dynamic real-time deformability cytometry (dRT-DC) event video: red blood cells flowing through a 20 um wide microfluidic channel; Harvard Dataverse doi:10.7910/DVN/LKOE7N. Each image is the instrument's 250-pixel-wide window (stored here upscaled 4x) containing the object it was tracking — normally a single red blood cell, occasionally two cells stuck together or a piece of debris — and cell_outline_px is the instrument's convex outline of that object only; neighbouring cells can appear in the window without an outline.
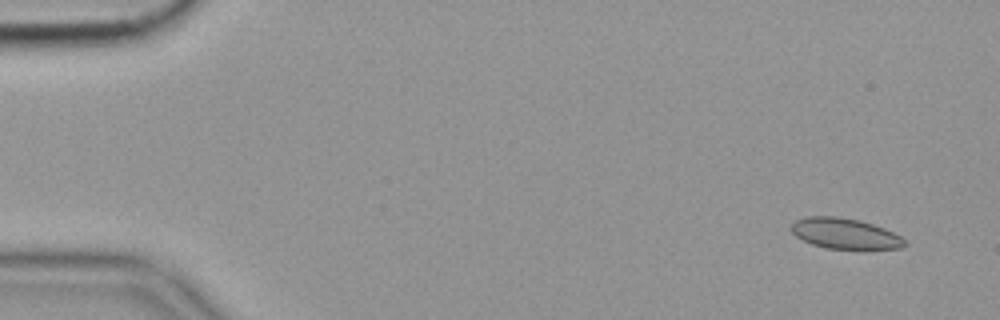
{"species": "common noctule bat (a hibernating species)", "species_latin": "Nyctalus noctula", "temperature_condition": "cold", "stored_images_in_passage": 57, "camera_frame_rate_fps": 3000, "um_per_image_px": 0.085, "animal": {"sex": "female", "body_mass_g": 19.9}, "frame": {"image": 1, "passage_image": 4, "time_ms": 1.0, "image_size_px": [1000, 320], "cell_outline_px": [[908, 244], [900, 248], [828, 248], [812, 244], [796, 236], [792, 232], [792, 224], [796, 220], [804, 216], [836, 216], [860, 220], [884, 228], [908, 240]], "centroid_in_image_um": [71.83, 19.83], "position_along_channel_um": 13.2, "area_um2": 20.0}}
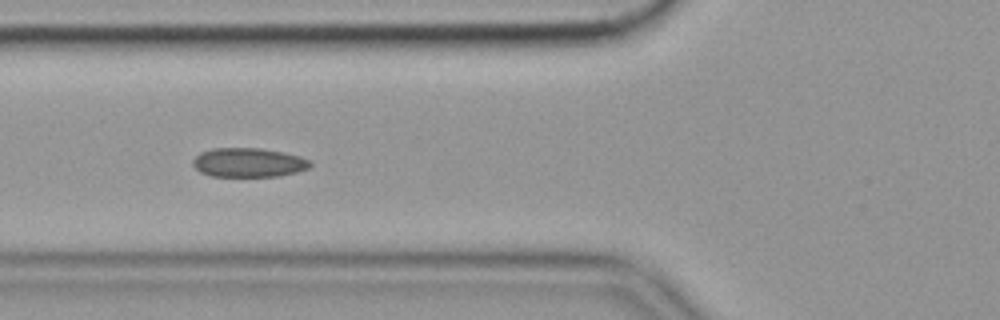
{"frame": {"image": 2, "passage_image": 22, "time_ms": 7.0, "image_size_px": [1000, 320], "cell_outline_px": [[312, 164], [308, 168], [296, 172], [280, 176], [212, 176], [200, 172], [192, 164], [192, 160], [200, 152], [212, 148], [260, 148], [284, 152], [300, 156], [308, 160]], "centroid_in_image_um": [21.11, 13.81], "position_along_channel_um": 104.7, "area_um2": 19.94}}
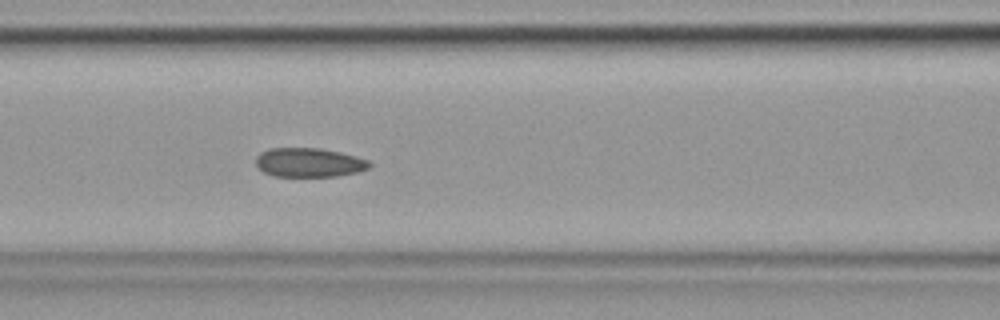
{"frame": {"image": 3, "passage_image": 25, "time_ms": 8.0, "image_size_px": [1000, 320], "cell_outline_px": [[372, 164], [368, 168], [356, 172], [336, 176], [272, 176], [264, 172], [256, 164], [256, 156], [260, 152], [268, 148], [320, 148], [340, 152], [356, 156], [368, 160]], "centroid_in_image_um": [26.25, 13.8], "position_along_channel_um": 140.4, "area_um2": 19.25}, "authors_computed_cell_mechanics": {"area_um2": 20.0566, "velocity_mm_per_s": 3.548, "shape_relaxation_time_tau1_ms": null, "shape_relaxation_time_tau2_ms": 2.5837, "deformation_change_tau1": null, "deformation_change_tau2": 0.0617}}